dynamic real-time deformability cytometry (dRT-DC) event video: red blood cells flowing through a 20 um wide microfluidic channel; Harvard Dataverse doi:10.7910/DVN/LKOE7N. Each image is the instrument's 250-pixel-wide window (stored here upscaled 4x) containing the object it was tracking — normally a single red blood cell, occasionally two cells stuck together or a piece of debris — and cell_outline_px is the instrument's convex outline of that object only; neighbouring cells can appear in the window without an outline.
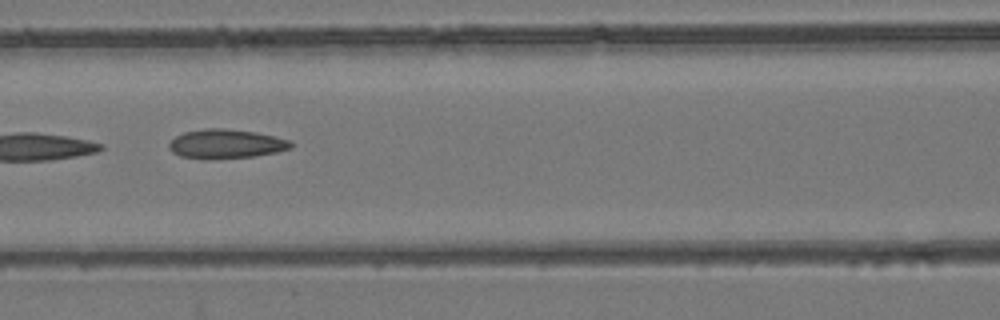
{"species": "common noctule bat (a hibernating species)", "species_latin": "Nyctalus noctula", "temperature_condition": "room temperature", "stored_images_in_passage": 7, "segment_of_instrument_passage": [1, 2], "camera_frame_rate_fps": 3000, "um_per_image_px": 0.085, "animal": {"sex": "female", "body_mass_g": 24.6, "forearm_length_mm": 56.2}, "frame": {"image": 1, "passage_image": 3, "time_ms": 0.667, "image_size_px": [1000, 320], "cell_outline_px": [[292, 148], [276, 152], [256, 156], [180, 156], [172, 152], [168, 148], [168, 144], [176, 136], [184, 132], [204, 128], [224, 128], [256, 132], [292, 140]], "centroid_in_image_um": [19.26, 12.17], "position_along_channel_um": 147.3, "area_um2": 19.94}}
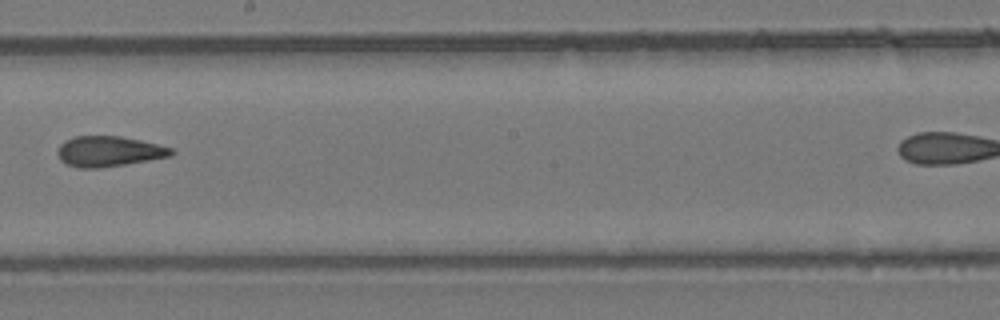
{"frame": {"image": 2, "passage_image": 5, "time_ms": 1.333, "image_size_px": [1000, 320], "cell_outline_px": [[176, 152], [172, 156], [100, 168], [80, 168], [68, 164], [60, 160], [56, 152], [60, 144], [64, 140], [76, 136], [120, 136], [140, 140], [172, 148]], "centroid_in_image_um": [9.24, 12.86], "position_along_channel_um": 239.0, "area_um2": 20.11}}
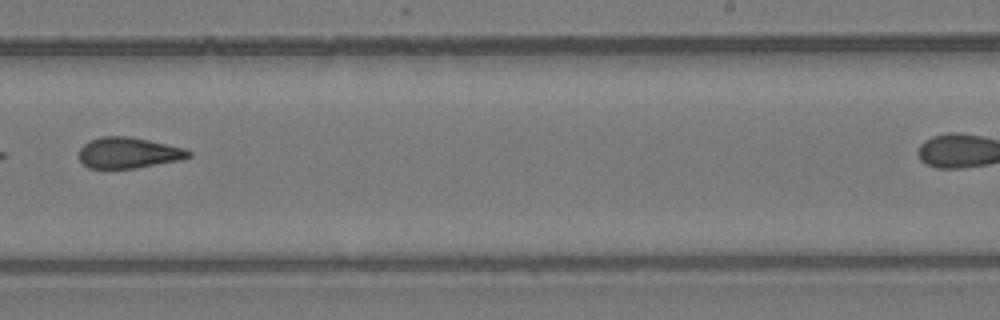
{"frame": {"image": 3, "passage_image": 6, "time_ms": 1.667, "image_size_px": [1000, 320], "cell_outline_px": [[192, 156], [180, 160], [136, 168], [88, 168], [80, 160], [80, 148], [88, 140], [100, 136], [132, 136], [184, 148], [192, 152]], "centroid_in_image_um": [10.93, 12.97], "position_along_channel_um": 278.1, "area_um2": 19.83}}